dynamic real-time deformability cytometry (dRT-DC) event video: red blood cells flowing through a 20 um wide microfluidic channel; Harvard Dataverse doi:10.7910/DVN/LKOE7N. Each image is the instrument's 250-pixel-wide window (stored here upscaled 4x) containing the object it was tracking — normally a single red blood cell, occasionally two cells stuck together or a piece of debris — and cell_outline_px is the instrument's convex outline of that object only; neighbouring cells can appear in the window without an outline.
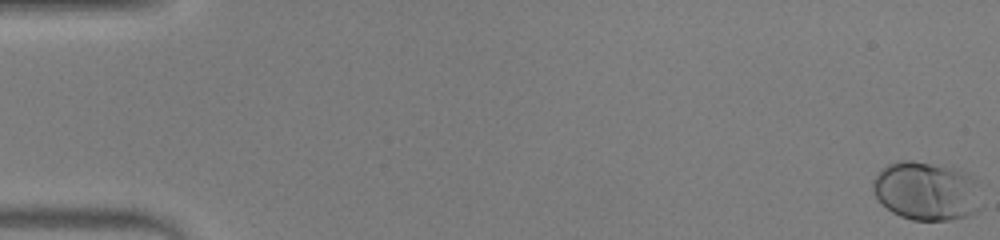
{"species": "human", "species_latin": "Homo sapiens", "temperature_condition": "warm", "stored_images_in_passage": 54, "camera_frame_rate_fps": 3000, "um_per_image_px": 0.085, "donor": {"sex": "male"}, "frame": {"image": 1, "passage_image": 1, "time_ms": 0.0, "image_size_px": [1000, 240], "cell_outline_px": [[980, 208], [968, 216], [948, 220], [912, 220], [900, 216], [892, 212], [872, 192], [872, 180], [876, 172], [888, 164], [896, 160], [912, 160], [956, 168], [968, 172], [976, 180]], "centroid_in_image_um": [78.72, 16.21], "position_along_channel_um": 6.3, "area_um2": 37.4}}
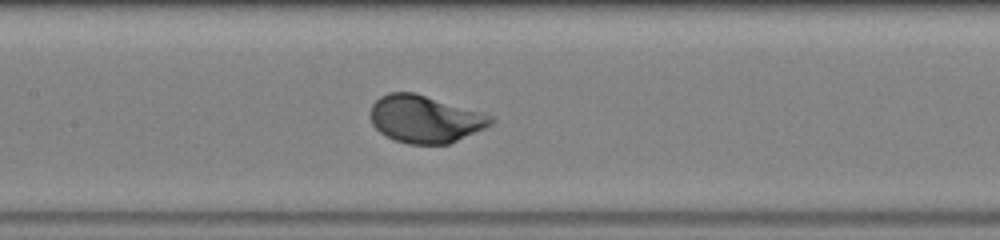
{"frame": {"image": 2, "passage_image": 27, "time_ms": 8.667, "image_size_px": [1000, 240], "cell_outline_px": [[496, 120], [492, 124], [484, 128], [448, 144], [408, 144], [396, 140], [380, 132], [372, 124], [372, 104], [380, 96], [388, 92], [416, 92], [480, 112], [492, 116]], "centroid_in_image_um": [36.13, 10.11], "position_along_channel_um": 171.3, "area_um2": 32.95}}
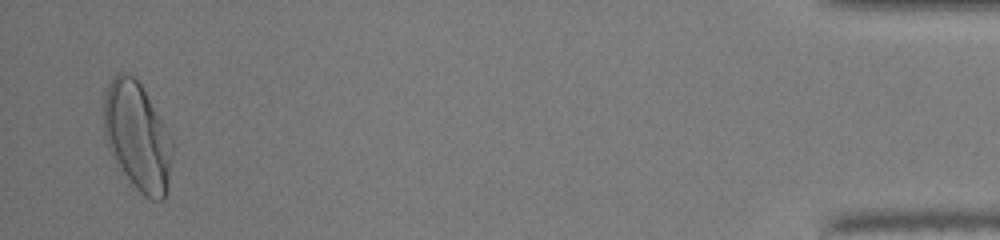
{"frame": {"image": 3, "passage_image": 53, "time_ms": 17.333, "image_size_px": [1000, 240], "cell_outline_px": [[172, 148], [168, 180], [164, 200], [152, 200], [144, 196], [132, 184], [116, 164], [108, 148], [104, 136], [104, 96], [108, 84], [112, 76], [116, 72], [128, 72], [136, 76], [172, 140]], "centroid_in_image_um": [11.63, 11.56], "position_along_channel_um": 423.6, "area_um2": 43.06}, "authors_computed_cell_mechanics": {"area_um2": 33.3795, "velocity_mm_per_s": 3.8685, "shape_relaxation_time_tau1_ms": 1.5534, "shape_relaxation_time_tau2_ms": null, "deformation_change_tau1": 0.1281, "deformation_change_tau2": null}}